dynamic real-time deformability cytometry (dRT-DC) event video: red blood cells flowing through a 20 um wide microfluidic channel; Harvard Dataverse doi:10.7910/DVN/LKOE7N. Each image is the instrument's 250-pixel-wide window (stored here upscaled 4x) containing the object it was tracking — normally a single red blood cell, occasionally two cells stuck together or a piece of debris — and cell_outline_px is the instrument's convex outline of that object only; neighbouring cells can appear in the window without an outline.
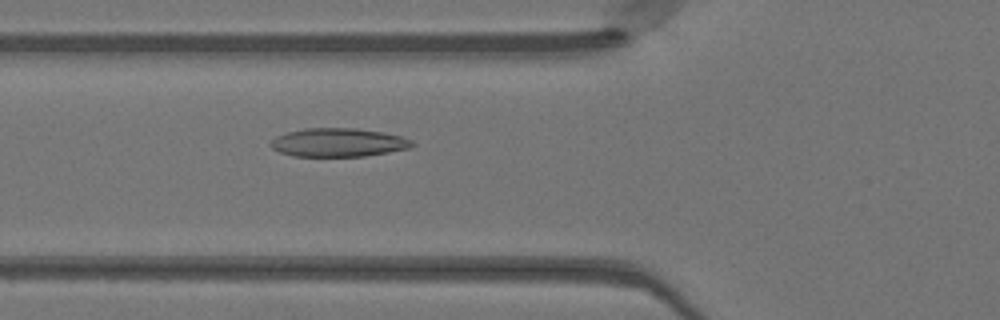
{"species": "Egyptian fruit bat (a non-hibernating species)", "species_latin": "Rousettus aegyptiacus", "temperature_condition": "warm", "stored_images_in_passage": 46, "camera_frame_rate_fps": 3000, "um_per_image_px": 0.085, "animal": {"sex": "female"}, "frame": {"image": 1, "passage_image": 15, "time_ms": 4.667, "image_size_px": [1000, 320], "cell_outline_px": [[416, 144], [412, 148], [364, 156], [292, 156], [280, 152], [272, 148], [268, 144], [276, 136], [288, 132], [304, 128], [356, 128], [384, 132], [400, 136], [412, 140]], "centroid_in_image_um": [28.77, 12.11], "position_along_channel_um": 97.0, "area_um2": 23.64}}
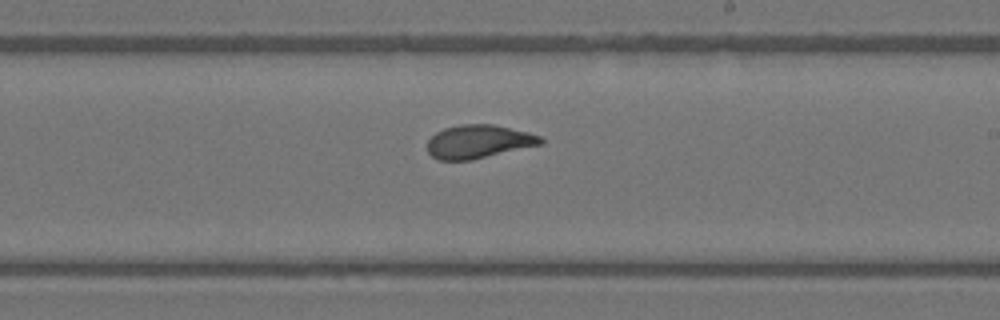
{"frame": {"image": 2, "passage_image": 26, "time_ms": 8.333, "image_size_px": [1000, 320], "cell_outline_px": [[544, 144], [472, 160], [440, 160], [432, 156], [428, 152], [428, 140], [436, 132], [444, 128], [460, 124], [492, 124], [528, 132], [540, 136], [544, 140]], "centroid_in_image_um": [40.7, 12.04], "position_along_channel_um": 248.3, "area_um2": 22.14}}
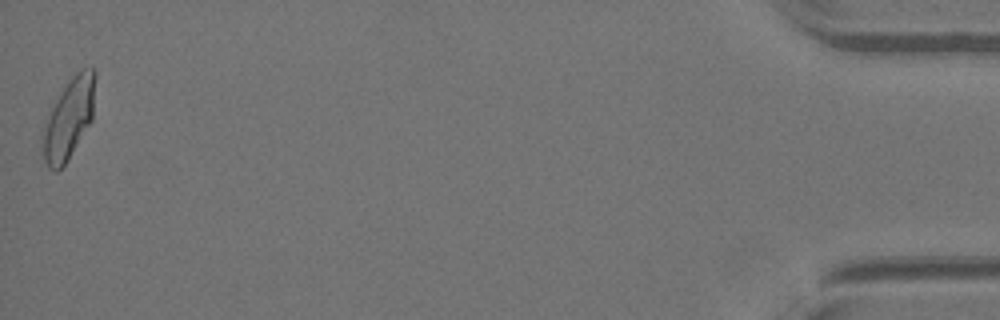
{"frame": {"image": 3, "passage_image": 46, "time_ms": 15.0, "image_size_px": [1000, 320], "cell_outline_px": [[96, 76], [92, 120], [68, 160], [56, 172], [52, 172], [48, 168], [44, 160], [40, 136], [52, 108], [60, 92], [72, 76], [80, 68], [92, 68], [96, 72]], "centroid_in_image_um": [5.85, 10.1], "position_along_channel_um": 429.4, "area_um2": 24.68}, "authors_computed_cell_mechanics": {"area_um2": 22.6287, "velocity_mm_per_s": 4.1187, "shape_relaxation_time_tau1_ms": 4.8127, "shape_relaxation_time_tau2_ms": 0.9414, "deformation_change_tau1": 0.1878, "deformation_change_tau2": 0.0722}}